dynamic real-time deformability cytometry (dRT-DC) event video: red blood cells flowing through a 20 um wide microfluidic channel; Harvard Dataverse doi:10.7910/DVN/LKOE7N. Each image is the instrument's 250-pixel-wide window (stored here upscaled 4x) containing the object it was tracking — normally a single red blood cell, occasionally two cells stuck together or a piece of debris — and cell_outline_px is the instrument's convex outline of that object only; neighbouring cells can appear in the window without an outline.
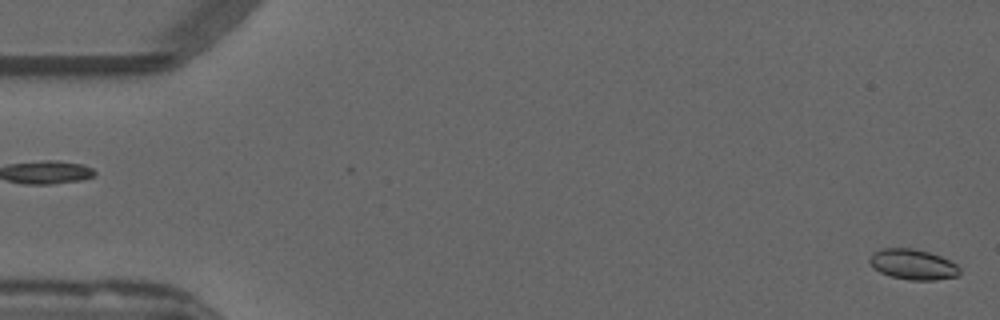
{"species": "common noctule bat (a hibernating species)", "species_latin": "Nyctalus noctula", "temperature_condition": "warm", "stored_images_in_passage": 10, "camera_frame_rate_fps": 3000, "um_per_image_px": 0.085, "animal": {"sex": "male", "forearm_length_mm": 52.5}, "frame": {"image": 1, "passage_image": 1, "time_ms": 0.0, "image_size_px": [1000, 320], "cell_outline_px": [[960, 272], [956, 276], [936, 280], [908, 280], [892, 276], [880, 272], [872, 268], [868, 260], [872, 252], [880, 248], [912, 248], [928, 252], [940, 256], [956, 264], [960, 268]], "centroid_in_image_um": [77.55, 22.47], "position_along_channel_um": 7.4, "area_um2": 16.01}}